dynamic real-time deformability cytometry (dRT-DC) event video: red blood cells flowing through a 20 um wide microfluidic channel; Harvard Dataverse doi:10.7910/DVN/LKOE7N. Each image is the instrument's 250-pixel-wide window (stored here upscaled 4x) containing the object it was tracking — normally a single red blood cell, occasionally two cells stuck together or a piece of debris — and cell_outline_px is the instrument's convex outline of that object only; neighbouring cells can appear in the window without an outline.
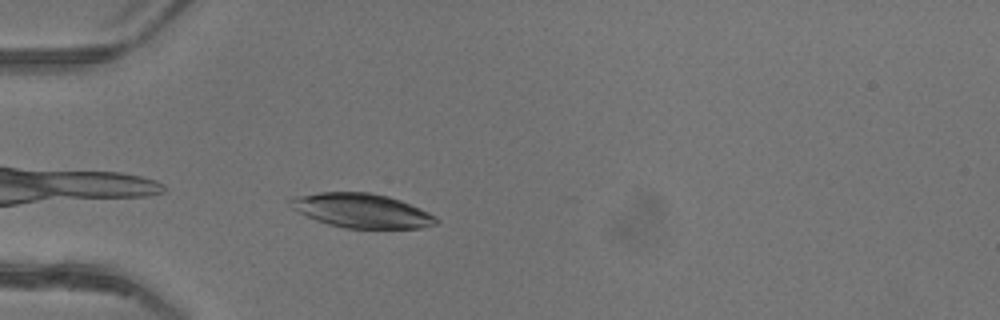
{"species": "common noctule bat (a hibernating species)", "species_latin": "Nyctalus noctula", "temperature_condition": "warm", "stored_images_in_passage": 17, "camera_frame_rate_fps": 3000, "um_per_image_px": 0.085, "animal": {"sex": "female"}, "frame": {"image": 1, "passage_image": 1, "time_ms": 0.0, "image_size_px": [1000, 320], "cell_outline_px": [[440, 220], [436, 224], [424, 228], [344, 228], [328, 224], [316, 220], [292, 208], [288, 200], [296, 196], [320, 192], [368, 192], [388, 196], [400, 200], [420, 208], [436, 216]], "centroid_in_image_um": [30.78, 17.91], "position_along_channel_um": 54.2, "area_um2": 29.02}}
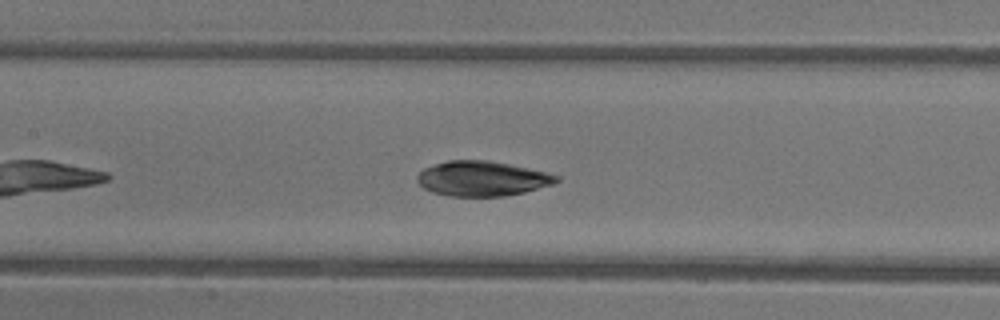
{"frame": {"image": 2, "passage_image": 10, "time_ms": 3.0, "image_size_px": [1000, 320], "cell_outline_px": [[560, 180], [552, 184], [524, 192], [504, 196], [452, 196], [432, 192], [424, 188], [416, 180], [416, 176], [424, 168], [448, 160], [488, 160], [528, 168], [560, 176]], "centroid_in_image_um": [40.96, 15.18], "position_along_channel_um": 166.4, "area_um2": 28.09}}
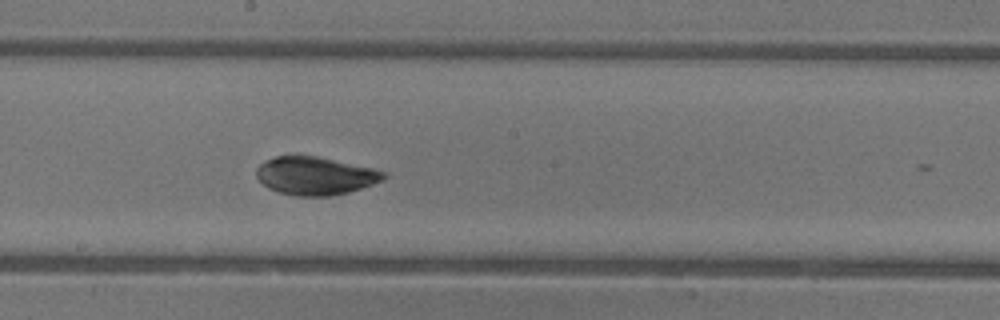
{"frame": {"image": 3, "passage_image": 14, "time_ms": 4.333, "image_size_px": [1000, 320], "cell_outline_px": [[388, 176], [384, 180], [348, 192], [332, 196], [296, 196], [280, 192], [268, 188], [256, 176], [256, 168], [264, 160], [276, 156], [316, 156], [372, 168], [388, 172]], "centroid_in_image_um": [26.81, 14.94], "position_along_channel_um": 221.4, "area_um2": 28.15}}